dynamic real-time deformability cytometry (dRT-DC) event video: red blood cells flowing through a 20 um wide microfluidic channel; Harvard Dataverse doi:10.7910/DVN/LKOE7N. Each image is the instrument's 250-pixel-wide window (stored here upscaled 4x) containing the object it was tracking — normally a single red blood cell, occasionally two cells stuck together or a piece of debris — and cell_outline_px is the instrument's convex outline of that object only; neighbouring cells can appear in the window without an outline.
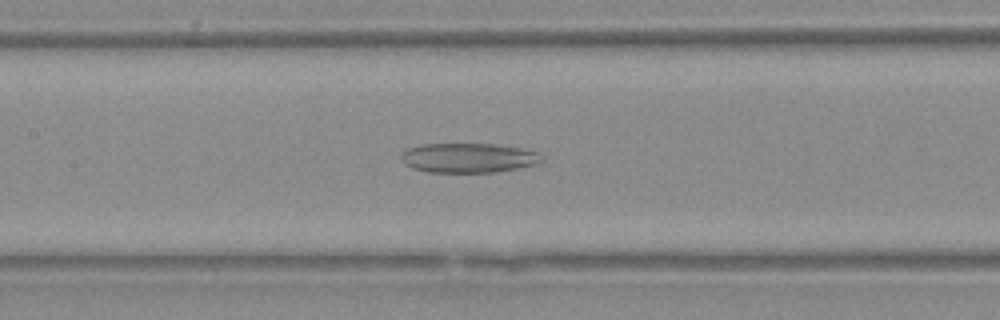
{"species": "Egyptian fruit bat (a non-hibernating species)", "species_latin": "Rousettus aegyptiacus", "temperature_condition": "warm", "stored_images_in_passage": 38, "camera_frame_rate_fps": 3000, "um_per_image_px": 0.085, "animal": {"sex": "female"}, "frame": {"image": 1, "passage_image": 16, "time_ms": 5.0, "image_size_px": [1000, 320], "cell_outline_px": [[540, 160], [536, 164], [516, 168], [492, 172], [428, 172], [412, 168], [404, 164], [400, 156], [408, 148], [424, 144], [496, 144], [520, 148], [536, 152]], "centroid_in_image_um": [39.74, 13.42], "position_along_channel_um": 167.7, "area_um2": 23.81}}
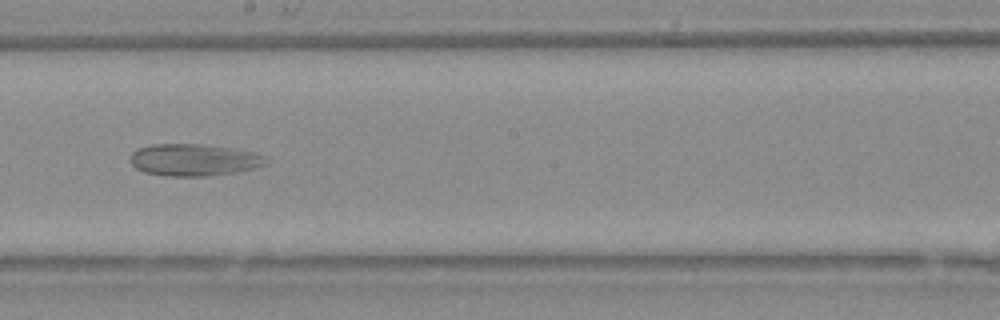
{"frame": {"image": 2, "passage_image": 20, "time_ms": 6.333, "image_size_px": [1000, 320], "cell_outline_px": [[268, 164], [256, 168], [236, 172], [208, 176], [164, 176], [144, 172], [136, 168], [128, 160], [132, 152], [140, 148], [156, 144], [200, 144], [228, 148], [252, 152], [264, 156]], "centroid_in_image_um": [16.46, 13.61], "position_along_channel_um": 231.7, "area_um2": 25.2}}
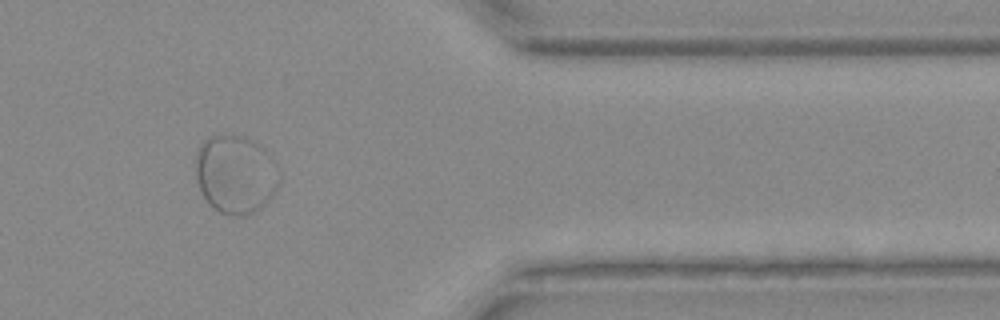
{"frame": {"image": 3, "passage_image": 31, "time_ms": 10.0, "image_size_px": [1000, 320], "cell_outline_px": [[280, 184], [268, 200], [260, 208], [244, 216], [232, 216], [220, 212], [208, 204], [204, 200], [200, 192], [196, 176], [196, 156], [200, 144], [204, 140], [212, 136], [244, 136], [264, 148], [280, 176]], "centroid_in_image_um": [19.99, 14.85], "position_along_channel_um": 391.4, "area_um2": 37.97}}